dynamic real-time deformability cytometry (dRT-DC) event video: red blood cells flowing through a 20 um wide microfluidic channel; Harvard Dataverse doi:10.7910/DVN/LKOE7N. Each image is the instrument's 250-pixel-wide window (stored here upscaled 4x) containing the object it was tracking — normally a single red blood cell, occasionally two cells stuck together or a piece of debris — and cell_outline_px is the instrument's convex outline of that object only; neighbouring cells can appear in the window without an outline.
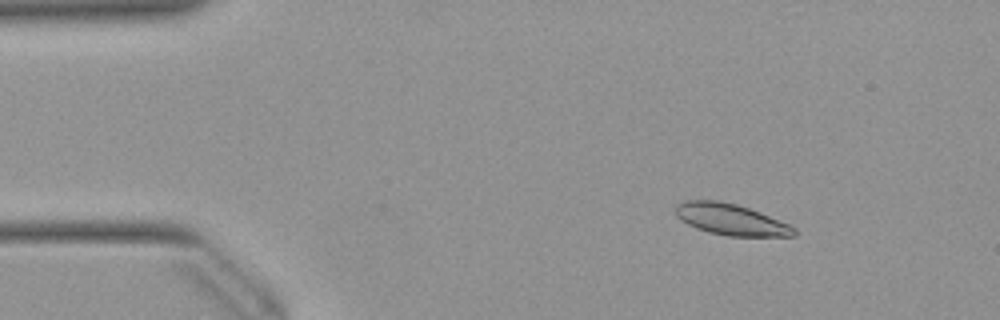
{"species": "Egyptian fruit bat (a non-hibernating species)", "species_latin": "Rousettus aegyptiacus", "temperature_condition": "warm", "stored_images_in_passage": 20, "camera_frame_rate_fps": 3000, "um_per_image_px": 0.085, "animal": {"sex": "female"}, "frame": {"image": 1, "passage_image": 6, "time_ms": 1.667, "image_size_px": [1000, 320], "cell_outline_px": [[796, 236], [728, 236], [708, 232], [696, 228], [680, 220], [676, 216], [676, 204], [684, 200], [720, 200], [736, 204], [760, 212], [788, 224], [796, 228]], "centroid_in_image_um": [62.1, 18.65], "position_along_channel_um": 22.9, "area_um2": 21.62}}
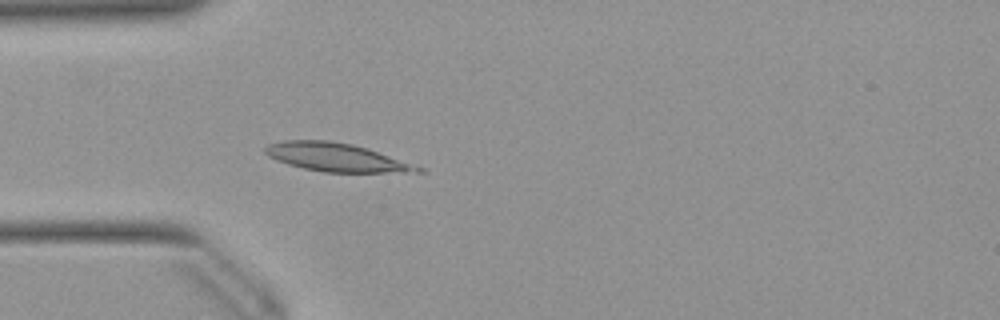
{"frame": {"image": 2, "passage_image": 14, "time_ms": 4.333, "image_size_px": [1000, 320], "cell_outline_px": [[428, 172], [324, 172], [304, 168], [288, 164], [276, 160], [268, 156], [264, 152], [264, 148], [268, 144], [284, 140], [328, 140], [352, 144], [368, 148], [424, 168]], "centroid_in_image_um": [28.57, 13.37], "position_along_channel_um": 56.4, "area_um2": 25.14}}
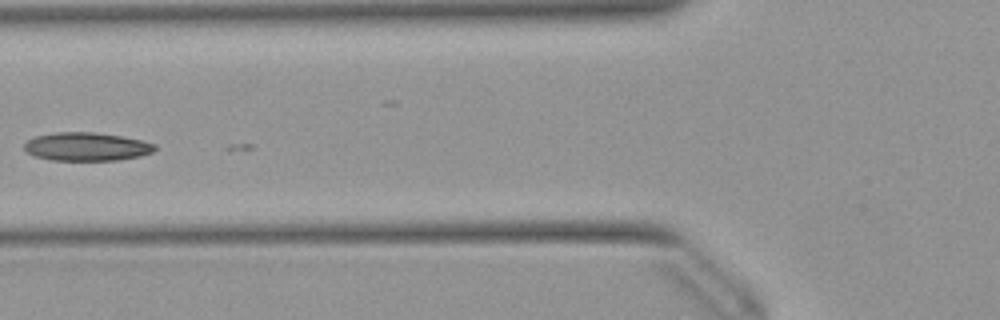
{"frame": {"image": 3, "passage_image": 19, "time_ms": 6.0, "image_size_px": [1000, 320], "cell_outline_px": [[156, 148], [152, 152], [140, 156], [120, 160], [52, 160], [36, 156], [28, 152], [24, 148], [24, 144], [28, 140], [36, 136], [56, 132], [96, 132], [144, 140], [156, 144]], "centroid_in_image_um": [7.4, 12.46], "position_along_channel_um": 118.4, "area_um2": 21.56}}